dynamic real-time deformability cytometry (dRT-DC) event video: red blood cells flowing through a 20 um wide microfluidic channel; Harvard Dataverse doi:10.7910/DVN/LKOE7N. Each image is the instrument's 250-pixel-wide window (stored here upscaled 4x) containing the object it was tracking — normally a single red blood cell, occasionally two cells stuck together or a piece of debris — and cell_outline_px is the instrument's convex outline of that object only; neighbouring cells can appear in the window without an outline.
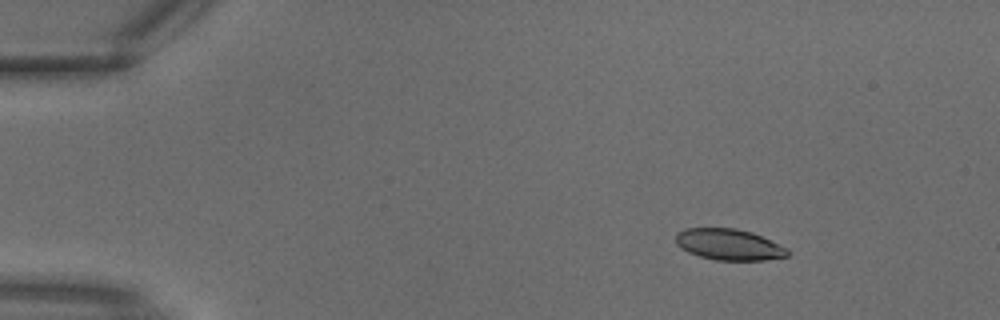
{"species": "common noctule bat (a hibernating species)", "species_latin": "Nyctalus noctula", "temperature_condition": "warm", "stored_images_in_passage": 4, "camera_frame_rate_fps": 3000, "um_per_image_px": 0.085, "animal": {"sex": "male", "body_mass_g": 18.8}, "frame": {"image": 1, "passage_image": 2, "time_ms": 0.333, "image_size_px": [1000, 320], "cell_outline_px": [[788, 256], [764, 260], [716, 260], [700, 256], [688, 252], [676, 244], [676, 232], [684, 228], [736, 228], [752, 232], [788, 248]], "centroid_in_image_um": [61.94, 20.77], "position_along_channel_um": 23.1, "area_um2": 20.29}}